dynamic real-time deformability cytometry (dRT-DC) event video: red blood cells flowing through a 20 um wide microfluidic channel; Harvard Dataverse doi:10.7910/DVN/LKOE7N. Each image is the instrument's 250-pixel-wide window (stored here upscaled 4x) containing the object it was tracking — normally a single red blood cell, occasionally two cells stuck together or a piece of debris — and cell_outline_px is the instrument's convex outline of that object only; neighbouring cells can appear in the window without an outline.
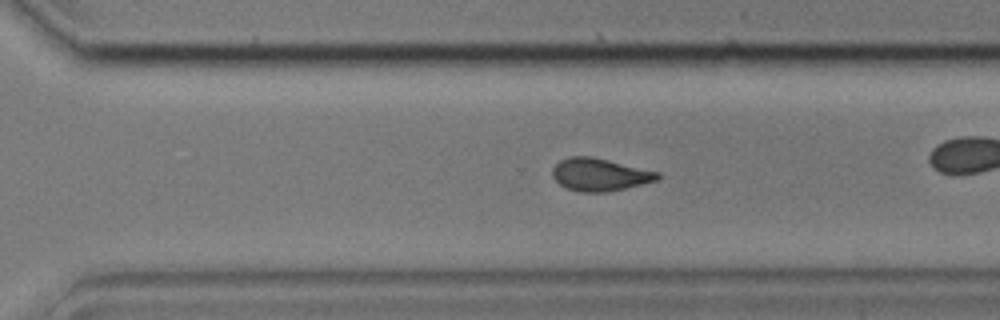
{"species": "common noctule bat (a hibernating species)", "species_latin": "Nyctalus noctula", "temperature_condition": "cold", "stored_images_in_passage": 37, "camera_frame_rate_fps": 3000, "um_per_image_px": 0.085, "animal": {"sex": "male", "body_mass_g": 17.9, "forearm_length_mm": 54.2}, "frame": {"image": 1, "passage_image": 21, "time_ms": 6.667, "image_size_px": [1000, 320], "cell_outline_px": [[660, 176], [656, 180], [608, 192], [580, 192], [568, 188], [560, 184], [552, 176], [552, 168], [560, 160], [568, 156], [592, 156], [660, 172]], "centroid_in_image_um": [50.95, 14.83], "position_along_channel_um": 319.6, "area_um2": 19.88}}